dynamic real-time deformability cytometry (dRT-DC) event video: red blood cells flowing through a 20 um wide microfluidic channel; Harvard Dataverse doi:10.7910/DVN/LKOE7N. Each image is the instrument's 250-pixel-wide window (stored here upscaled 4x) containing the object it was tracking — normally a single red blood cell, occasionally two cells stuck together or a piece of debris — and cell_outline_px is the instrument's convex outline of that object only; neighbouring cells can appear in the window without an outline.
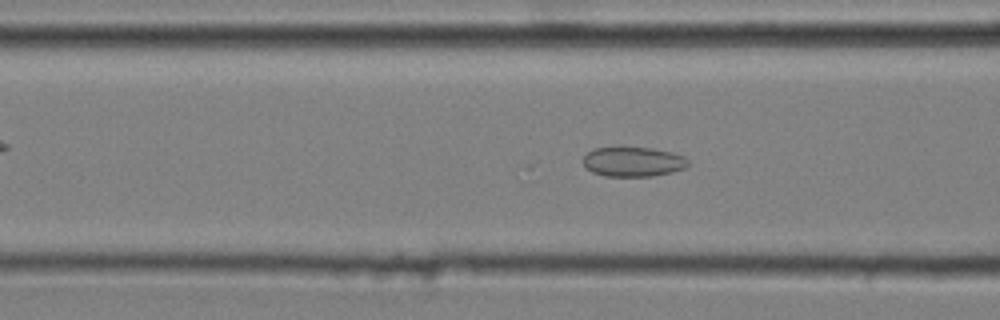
{"species": "common noctule bat (a hibernating species)", "species_latin": "Nyctalus noctula", "temperature_condition": "cold", "stored_images_in_passage": 45, "camera_frame_rate_fps": 3000, "um_per_image_px": 0.085, "animal": {"sex": "male", "body_mass_g": 20.4}, "frame": {"image": 1, "passage_image": 13, "time_ms": 4.0, "image_size_px": [1000, 320], "cell_outline_px": [[688, 164], [684, 168], [672, 172], [652, 176], [604, 176], [592, 172], [584, 168], [584, 156], [592, 148], [652, 148], [672, 152], [684, 156], [688, 160]], "centroid_in_image_um": [53.8, 13.75], "position_along_channel_um": 112.8, "area_um2": 18.09}}
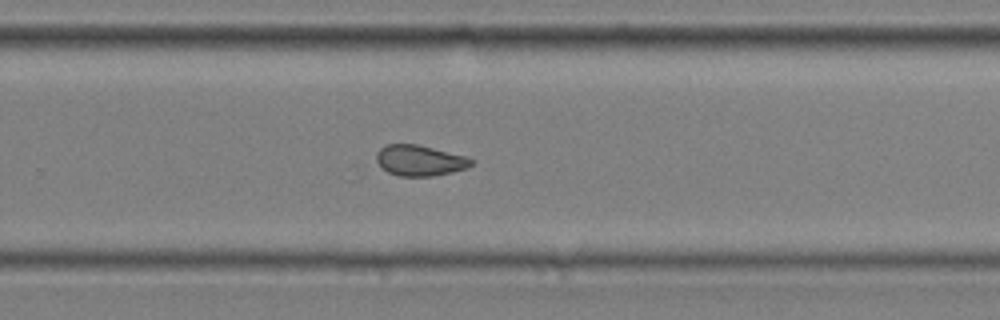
{"frame": {"image": 2, "passage_image": 28, "time_ms": 9.0, "image_size_px": [1000, 320], "cell_outline_px": [[476, 160], [468, 168], [452, 172], [432, 176], [356, 180], [348, 180], [356, 168], [384, 144], [416, 144], [464, 156]], "centroid_in_image_um": [34.78, 13.83], "position_along_channel_um": 295.0, "area_um2": 21.79}}
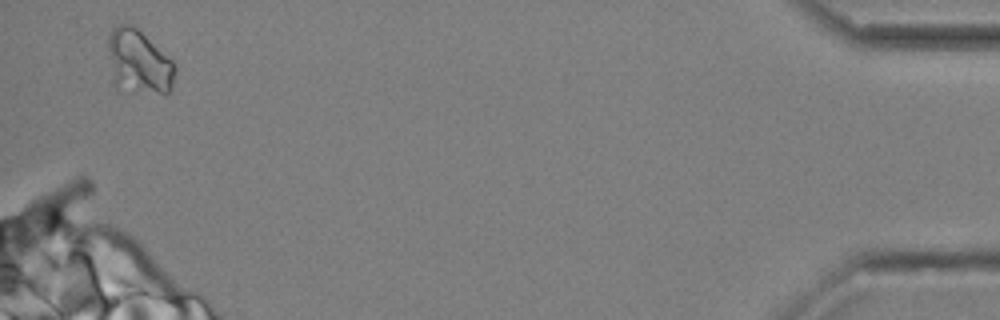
{"frame": {"image": 3, "passage_image": 44, "time_ms": 14.333, "image_size_px": [1000, 320], "cell_outline_px": [[176, 72], [172, 88], [168, 92], [160, 92], [116, 88], [112, 84], [108, 52], [108, 36], [112, 28], [120, 24], [132, 24], [172, 60], [176, 68]], "centroid_in_image_um": [11.76, 5.24], "position_along_channel_um": 423.4, "area_um2": 24.8}}